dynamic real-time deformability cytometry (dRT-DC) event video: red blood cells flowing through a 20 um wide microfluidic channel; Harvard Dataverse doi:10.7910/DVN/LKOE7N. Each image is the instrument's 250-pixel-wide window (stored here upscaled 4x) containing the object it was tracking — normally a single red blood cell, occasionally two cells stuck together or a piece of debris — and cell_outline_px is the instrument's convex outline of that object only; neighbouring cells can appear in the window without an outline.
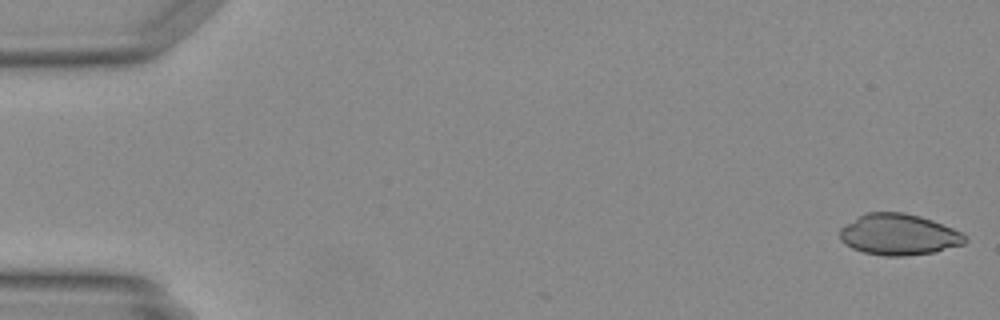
{"species": "Egyptian fruit bat (a non-hibernating species)", "species_latin": "Rousettus aegyptiacus", "temperature_condition": "warm", "stored_images_in_passage": 5, "camera_frame_rate_fps": 3000, "um_per_image_px": 0.085, "animal": {"sex": "female"}, "frame": {"image": 1, "passage_image": 1, "time_ms": 0.0, "image_size_px": [1000, 320], "cell_outline_px": [[968, 240], [964, 244], [936, 252], [904, 256], [884, 256], [864, 252], [852, 248], [844, 244], [840, 240], [840, 228], [860, 216], [868, 212], [904, 212], [920, 216], [932, 220], [952, 228], [968, 236]], "centroid_in_image_um": [76.42, 19.95], "position_along_channel_um": 8.6, "area_um2": 30.06}}